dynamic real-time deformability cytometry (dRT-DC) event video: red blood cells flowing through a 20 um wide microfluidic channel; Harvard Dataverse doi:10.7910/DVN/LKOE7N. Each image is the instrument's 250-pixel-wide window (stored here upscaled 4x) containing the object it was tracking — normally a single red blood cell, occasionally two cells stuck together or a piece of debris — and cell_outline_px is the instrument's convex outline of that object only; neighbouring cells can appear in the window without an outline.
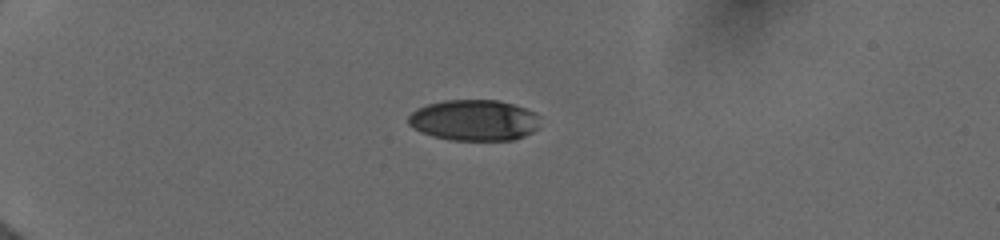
{"species": "human", "species_latin": "Homo sapiens", "temperature_condition": "cold", "stored_images_in_passage": 20, "camera_frame_rate_fps": 3000, "um_per_image_px": 0.085, "donor": {"sex": "female"}, "frame": {"image": 1, "passage_image": 1, "time_ms": 0.0, "image_size_px": [1000, 240], "cell_outline_px": [[540, 128], [524, 136], [512, 140], [452, 140], [432, 136], [420, 132], [408, 124], [408, 116], [416, 108], [428, 104], [444, 100], [496, 100], [512, 104], [536, 112], [540, 116]], "centroid_in_image_um": [40.32, 10.22], "position_along_channel_um": 44.7, "area_um2": 31.73}}
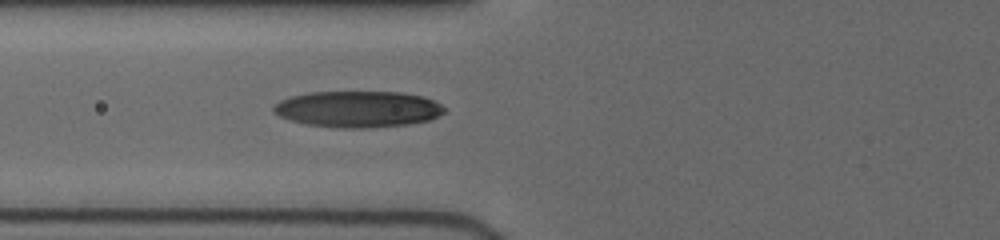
{"frame": {"image": 2, "passage_image": 16, "time_ms": 2.667, "image_size_px": [1000, 240], "cell_outline_px": [[444, 112], [428, 120], [408, 124], [368, 128], [340, 128], [308, 124], [292, 120], [280, 116], [272, 112], [272, 108], [280, 100], [292, 96], [308, 92], [400, 92], [424, 96], [440, 104], [444, 108]], "centroid_in_image_um": [30.41, 9.27], "position_along_channel_um": 95.4, "area_um2": 35.95}}